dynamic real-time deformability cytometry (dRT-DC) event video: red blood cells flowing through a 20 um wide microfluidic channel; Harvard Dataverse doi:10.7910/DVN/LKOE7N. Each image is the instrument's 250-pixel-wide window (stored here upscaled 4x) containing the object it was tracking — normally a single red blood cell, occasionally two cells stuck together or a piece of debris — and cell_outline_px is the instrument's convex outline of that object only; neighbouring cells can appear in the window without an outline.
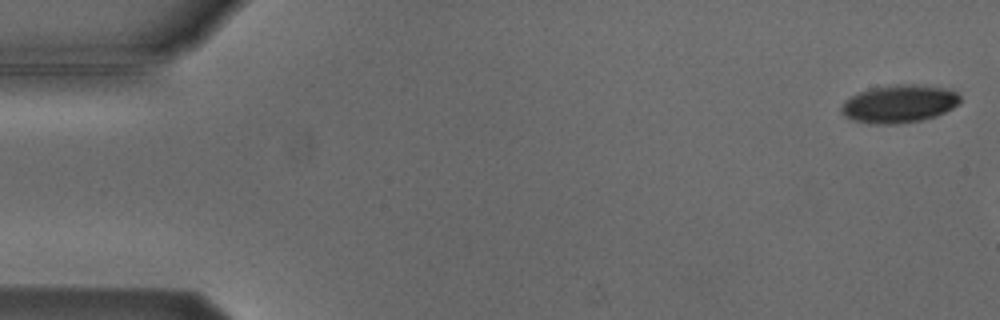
{"species": "Egyptian fruit bat (a non-hibernating species)", "species_latin": "Rousettus aegyptiacus", "temperature_condition": "cold", "stored_images_in_passage": 3, "camera_frame_rate_fps": 3000, "um_per_image_px": 0.085, "animal": {"sex": "male"}, "frame": {"image": 1, "passage_image": 1, "time_ms": 0.0, "image_size_px": [1000, 320], "cell_outline_px": [[960, 100], [952, 108], [936, 116], [920, 120], [896, 124], [872, 124], [852, 120], [844, 116], [840, 112], [840, 108], [844, 100], [860, 92], [872, 88], [896, 84], [916, 84], [944, 88], [956, 92], [960, 96]], "centroid_in_image_um": [76.38, 8.83], "position_along_channel_um": 8.6, "area_um2": 26.13}}